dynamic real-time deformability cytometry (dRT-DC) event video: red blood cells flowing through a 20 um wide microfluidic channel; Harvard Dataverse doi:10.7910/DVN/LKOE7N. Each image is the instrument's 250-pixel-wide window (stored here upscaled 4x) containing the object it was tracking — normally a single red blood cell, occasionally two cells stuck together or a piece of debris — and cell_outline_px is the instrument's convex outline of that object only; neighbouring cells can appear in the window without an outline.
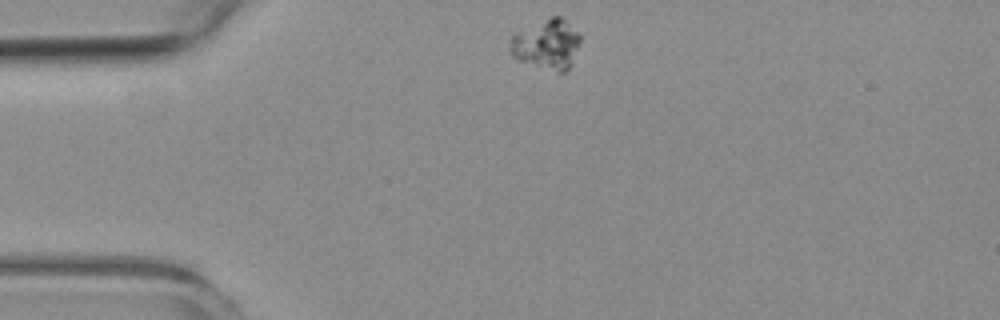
{"species": "common noctule bat (a hibernating species)", "species_latin": "Nyctalus noctula", "temperature_condition": "room temperature", "stored_images_in_passage": 2, "camera_frame_rate_fps": 3000, "um_per_image_px": 0.085, "animal": {"sex": "female", "body_mass_g": 19.3, "forearm_length_mm": 54.1}, "frame": {"image": 1, "passage_image": 1, "time_ms": 0.0, "image_size_px": [1000, 320], "cell_outline_px": [[580, 44], [572, 64], [564, 72], [556, 72], [516, 60], [508, 52], [508, 40], [512, 36], [552, 16], [560, 16], [580, 32]], "centroid_in_image_um": [46.48, 3.8], "position_along_channel_um": 38.5, "area_um2": 20.52}}